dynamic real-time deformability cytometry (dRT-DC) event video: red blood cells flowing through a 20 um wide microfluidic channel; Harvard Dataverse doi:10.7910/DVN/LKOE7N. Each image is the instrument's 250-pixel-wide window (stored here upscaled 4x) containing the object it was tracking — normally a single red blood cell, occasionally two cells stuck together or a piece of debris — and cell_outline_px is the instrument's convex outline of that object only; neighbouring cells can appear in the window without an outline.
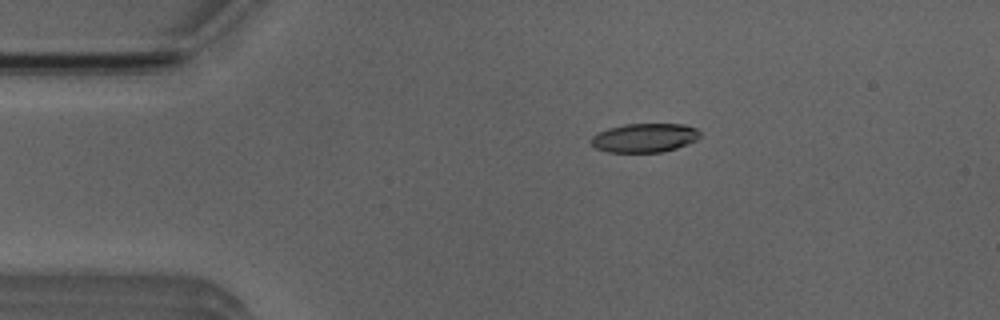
{"species": "Egyptian fruit bat (a non-hibernating species)", "species_latin": "Rousettus aegyptiacus", "temperature_condition": "room temperature", "stored_images_in_passage": 3, "camera_frame_rate_fps": 3000, "um_per_image_px": 0.085, "animal": {"sex": "male"}, "frame": {"image": 1, "passage_image": 1, "time_ms": 0.0, "image_size_px": [1000, 320], "cell_outline_px": [[700, 136], [696, 140], [688, 144], [676, 148], [660, 152], [608, 152], [596, 148], [588, 140], [592, 136], [608, 128], [624, 124], [684, 124], [696, 128], [700, 132]], "centroid_in_image_um": [54.78, 11.71], "position_along_channel_um": 30.2, "area_um2": 18.38}}